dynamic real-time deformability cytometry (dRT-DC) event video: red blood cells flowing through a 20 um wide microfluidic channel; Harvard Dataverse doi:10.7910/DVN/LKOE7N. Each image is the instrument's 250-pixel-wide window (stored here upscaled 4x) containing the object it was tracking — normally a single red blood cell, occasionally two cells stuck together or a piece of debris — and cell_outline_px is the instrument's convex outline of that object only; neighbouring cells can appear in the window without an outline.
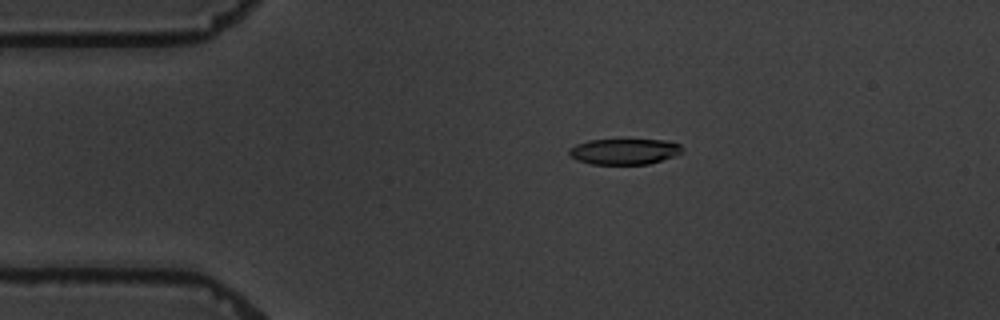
{"species": "common noctule bat (a hibernating species)", "species_latin": "Nyctalus noctula", "temperature_condition": "warm", "stored_images_in_passage": 5, "camera_frame_rate_fps": 3000, "um_per_image_px": 0.085, "animal": {"sex": "male", "body_mass_g": 19.5, "forearm_length_mm": 54.6}, "frame": {"image": 1, "passage_image": 4, "time_ms": 3.333, "image_size_px": [1000, 320], "cell_outline_px": [[684, 152], [648, 164], [592, 164], [576, 160], [568, 156], [568, 148], [576, 144], [588, 140], [664, 140], [680, 144], [684, 148]], "centroid_in_image_um": [53.03, 12.87], "position_along_channel_um": 32.0, "area_um2": 17.05}}